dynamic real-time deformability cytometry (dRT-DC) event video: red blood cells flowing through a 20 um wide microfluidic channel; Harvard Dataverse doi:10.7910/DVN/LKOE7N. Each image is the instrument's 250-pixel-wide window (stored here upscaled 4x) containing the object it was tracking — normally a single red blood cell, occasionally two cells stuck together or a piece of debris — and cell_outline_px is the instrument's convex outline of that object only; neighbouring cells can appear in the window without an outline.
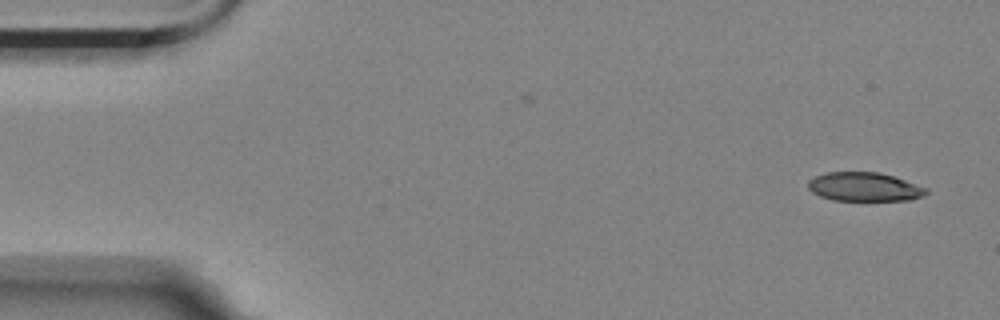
{"species": "Egyptian fruit bat (a non-hibernating species)", "species_latin": "Rousettus aegyptiacus", "temperature_condition": "room temperature", "stored_images_in_passage": 2, "camera_frame_rate_fps": 3000, "um_per_image_px": 0.085, "animal": {"sex": "female"}, "frame": {"image": 1, "passage_image": 2, "time_ms": 0.333, "image_size_px": [1000, 320], "cell_outline_px": [[928, 192], [924, 196], [908, 200], [832, 200], [820, 196], [812, 192], [808, 188], [808, 180], [824, 172], [880, 172], [928, 188]], "centroid_in_image_um": [73.45, 15.88], "position_along_channel_um": 11.5, "area_um2": 19.83}}